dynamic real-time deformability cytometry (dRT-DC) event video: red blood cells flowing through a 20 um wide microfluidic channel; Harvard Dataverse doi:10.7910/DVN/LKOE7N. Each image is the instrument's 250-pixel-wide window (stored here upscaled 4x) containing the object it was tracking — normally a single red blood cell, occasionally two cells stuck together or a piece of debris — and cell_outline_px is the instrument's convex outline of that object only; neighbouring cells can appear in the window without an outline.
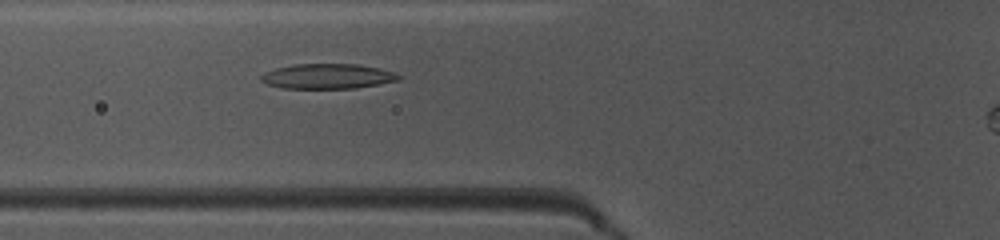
{"species": "common noctule bat (a hibernating species)", "species_latin": "Nyctalus noctula", "temperature_condition": "warm", "stored_images_in_passage": 44, "camera_frame_rate_fps": 3000, "um_per_image_px": 0.085, "animal": {"sex": "female", "body_mass_g": 10.0, "forearm_length_mm": 53.1}, "frame": {"image": 1, "passage_image": 19, "time_ms": 6.0, "image_size_px": [1000, 240], "cell_outline_px": [[400, 80], [356, 88], [284, 88], [268, 84], [260, 80], [260, 76], [264, 72], [276, 68], [296, 64], [356, 64], [380, 68], [396, 72], [400, 76]], "centroid_in_image_um": [27.86, 6.48], "position_along_channel_um": 97.9, "area_um2": 20.0}}
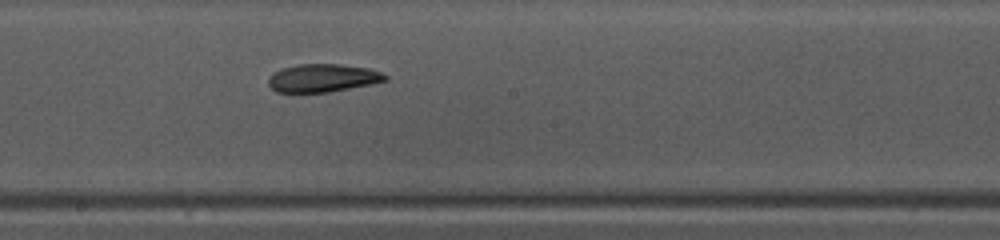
{"frame": {"image": 2, "passage_image": 28, "time_ms": 9.0, "image_size_px": [1000, 240], "cell_outline_px": [[388, 80], [372, 84], [328, 92], [276, 92], [268, 84], [268, 80], [272, 72], [280, 68], [296, 64], [340, 64], [368, 68], [380, 72], [388, 76]], "centroid_in_image_um": [27.41, 6.62], "position_along_channel_um": 220.8, "area_um2": 19.19}}
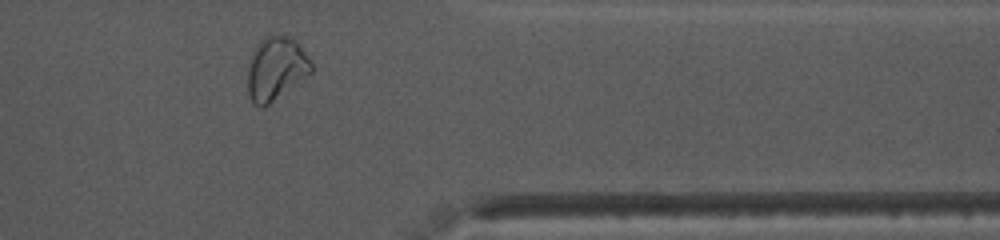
{"frame": {"image": 3, "passage_image": 41, "time_ms": 13.333, "image_size_px": [1000, 240], "cell_outline_px": [[312, 72], [264, 108], [260, 108], [252, 104], [248, 92], [248, 68], [252, 52], [256, 44], [264, 36], [288, 36], [296, 40], [300, 44], [312, 64]], "centroid_in_image_um": [23.44, 5.84], "position_along_channel_um": 388.0, "area_um2": 23.52}, "authors_computed_cell_mechanics": {"area_um2": 20.3167, "velocity_mm_per_s": 4.0721, "shape_relaxation_time_tau1_ms": 10.3734, "shape_relaxation_time_tau2_ms": 5.9391, "deformation_change_tau1": 0.2823, "deformation_change_tau2": 0.0974}}